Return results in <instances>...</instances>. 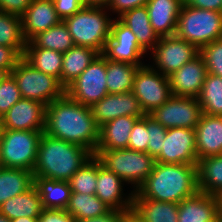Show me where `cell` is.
<instances>
[{"label": "cell", "mask_w": 222, "mask_h": 222, "mask_svg": "<svg viewBox=\"0 0 222 222\" xmlns=\"http://www.w3.org/2000/svg\"><path fill=\"white\" fill-rule=\"evenodd\" d=\"M201 114V106L196 97L172 95L149 116L166 129L176 127L195 129Z\"/></svg>", "instance_id": "8fae6325"}, {"label": "cell", "mask_w": 222, "mask_h": 222, "mask_svg": "<svg viewBox=\"0 0 222 222\" xmlns=\"http://www.w3.org/2000/svg\"><path fill=\"white\" fill-rule=\"evenodd\" d=\"M111 0H82L84 6L107 8Z\"/></svg>", "instance_id": "f907efd6"}, {"label": "cell", "mask_w": 222, "mask_h": 222, "mask_svg": "<svg viewBox=\"0 0 222 222\" xmlns=\"http://www.w3.org/2000/svg\"><path fill=\"white\" fill-rule=\"evenodd\" d=\"M153 67L165 76H170L184 64L192 61L200 54V50L193 44L178 37H160L156 46L152 49Z\"/></svg>", "instance_id": "7c38bea8"}, {"label": "cell", "mask_w": 222, "mask_h": 222, "mask_svg": "<svg viewBox=\"0 0 222 222\" xmlns=\"http://www.w3.org/2000/svg\"><path fill=\"white\" fill-rule=\"evenodd\" d=\"M197 160L222 155V117L201 114L195 128Z\"/></svg>", "instance_id": "ffe728a7"}, {"label": "cell", "mask_w": 222, "mask_h": 222, "mask_svg": "<svg viewBox=\"0 0 222 222\" xmlns=\"http://www.w3.org/2000/svg\"><path fill=\"white\" fill-rule=\"evenodd\" d=\"M85 147L55 138L43 132L33 169L34 177L69 182L71 177L92 157Z\"/></svg>", "instance_id": "3957f363"}, {"label": "cell", "mask_w": 222, "mask_h": 222, "mask_svg": "<svg viewBox=\"0 0 222 222\" xmlns=\"http://www.w3.org/2000/svg\"><path fill=\"white\" fill-rule=\"evenodd\" d=\"M219 197L198 191L178 203V222H218Z\"/></svg>", "instance_id": "d6986e66"}, {"label": "cell", "mask_w": 222, "mask_h": 222, "mask_svg": "<svg viewBox=\"0 0 222 222\" xmlns=\"http://www.w3.org/2000/svg\"><path fill=\"white\" fill-rule=\"evenodd\" d=\"M99 130L90 107L66 93L46 106L44 133L52 137L85 147L94 154Z\"/></svg>", "instance_id": "6da1fadb"}, {"label": "cell", "mask_w": 222, "mask_h": 222, "mask_svg": "<svg viewBox=\"0 0 222 222\" xmlns=\"http://www.w3.org/2000/svg\"><path fill=\"white\" fill-rule=\"evenodd\" d=\"M154 68L155 66L149 64L139 67L131 90L146 115L159 108L172 96L168 76Z\"/></svg>", "instance_id": "9c48e42d"}, {"label": "cell", "mask_w": 222, "mask_h": 222, "mask_svg": "<svg viewBox=\"0 0 222 222\" xmlns=\"http://www.w3.org/2000/svg\"><path fill=\"white\" fill-rule=\"evenodd\" d=\"M98 55L96 50L79 45L63 53L61 85L66 89Z\"/></svg>", "instance_id": "484cf974"}, {"label": "cell", "mask_w": 222, "mask_h": 222, "mask_svg": "<svg viewBox=\"0 0 222 222\" xmlns=\"http://www.w3.org/2000/svg\"><path fill=\"white\" fill-rule=\"evenodd\" d=\"M22 57L11 47L0 45V67L10 73Z\"/></svg>", "instance_id": "bcb514c9"}, {"label": "cell", "mask_w": 222, "mask_h": 222, "mask_svg": "<svg viewBox=\"0 0 222 222\" xmlns=\"http://www.w3.org/2000/svg\"><path fill=\"white\" fill-rule=\"evenodd\" d=\"M2 131H3L2 121L0 119V139H1V136H2Z\"/></svg>", "instance_id": "9f6ffc18"}, {"label": "cell", "mask_w": 222, "mask_h": 222, "mask_svg": "<svg viewBox=\"0 0 222 222\" xmlns=\"http://www.w3.org/2000/svg\"><path fill=\"white\" fill-rule=\"evenodd\" d=\"M122 222H146L137 212L131 208L123 211Z\"/></svg>", "instance_id": "681fc988"}, {"label": "cell", "mask_w": 222, "mask_h": 222, "mask_svg": "<svg viewBox=\"0 0 222 222\" xmlns=\"http://www.w3.org/2000/svg\"><path fill=\"white\" fill-rule=\"evenodd\" d=\"M219 217H220V221L222 222V196L219 197Z\"/></svg>", "instance_id": "db71d44e"}, {"label": "cell", "mask_w": 222, "mask_h": 222, "mask_svg": "<svg viewBox=\"0 0 222 222\" xmlns=\"http://www.w3.org/2000/svg\"><path fill=\"white\" fill-rule=\"evenodd\" d=\"M207 75L204 58L199 54L192 61L168 76L174 96L198 97Z\"/></svg>", "instance_id": "e0dca14e"}, {"label": "cell", "mask_w": 222, "mask_h": 222, "mask_svg": "<svg viewBox=\"0 0 222 222\" xmlns=\"http://www.w3.org/2000/svg\"><path fill=\"white\" fill-rule=\"evenodd\" d=\"M104 7L83 6L63 20L75 45L88 47L102 54L110 37L111 24Z\"/></svg>", "instance_id": "277c9868"}, {"label": "cell", "mask_w": 222, "mask_h": 222, "mask_svg": "<svg viewBox=\"0 0 222 222\" xmlns=\"http://www.w3.org/2000/svg\"><path fill=\"white\" fill-rule=\"evenodd\" d=\"M141 66L106 59V85L108 94L131 91L134 77Z\"/></svg>", "instance_id": "4dcf8cb0"}, {"label": "cell", "mask_w": 222, "mask_h": 222, "mask_svg": "<svg viewBox=\"0 0 222 222\" xmlns=\"http://www.w3.org/2000/svg\"><path fill=\"white\" fill-rule=\"evenodd\" d=\"M22 99L14 77L9 74L0 82V119L19 100Z\"/></svg>", "instance_id": "f35d334b"}, {"label": "cell", "mask_w": 222, "mask_h": 222, "mask_svg": "<svg viewBox=\"0 0 222 222\" xmlns=\"http://www.w3.org/2000/svg\"><path fill=\"white\" fill-rule=\"evenodd\" d=\"M34 185L41 197L43 208L66 209L72 193L69 182L34 177Z\"/></svg>", "instance_id": "83f0119b"}, {"label": "cell", "mask_w": 222, "mask_h": 222, "mask_svg": "<svg viewBox=\"0 0 222 222\" xmlns=\"http://www.w3.org/2000/svg\"><path fill=\"white\" fill-rule=\"evenodd\" d=\"M26 44L21 17L0 11V45L13 48L22 57Z\"/></svg>", "instance_id": "d590c367"}, {"label": "cell", "mask_w": 222, "mask_h": 222, "mask_svg": "<svg viewBox=\"0 0 222 222\" xmlns=\"http://www.w3.org/2000/svg\"><path fill=\"white\" fill-rule=\"evenodd\" d=\"M118 19L131 29L137 36L139 45L147 52L152 50L158 43L160 37L150 24L149 14L146 6L136 7L124 12Z\"/></svg>", "instance_id": "cb8c5ba5"}, {"label": "cell", "mask_w": 222, "mask_h": 222, "mask_svg": "<svg viewBox=\"0 0 222 222\" xmlns=\"http://www.w3.org/2000/svg\"><path fill=\"white\" fill-rule=\"evenodd\" d=\"M22 58L36 70L57 78L61 83L63 53L40 47H25Z\"/></svg>", "instance_id": "1f68e13d"}, {"label": "cell", "mask_w": 222, "mask_h": 222, "mask_svg": "<svg viewBox=\"0 0 222 222\" xmlns=\"http://www.w3.org/2000/svg\"><path fill=\"white\" fill-rule=\"evenodd\" d=\"M188 6L222 13V0H183Z\"/></svg>", "instance_id": "7dc6e473"}, {"label": "cell", "mask_w": 222, "mask_h": 222, "mask_svg": "<svg viewBox=\"0 0 222 222\" xmlns=\"http://www.w3.org/2000/svg\"><path fill=\"white\" fill-rule=\"evenodd\" d=\"M58 17L63 21L65 18L73 16L84 5L82 0H52Z\"/></svg>", "instance_id": "b9f144b4"}, {"label": "cell", "mask_w": 222, "mask_h": 222, "mask_svg": "<svg viewBox=\"0 0 222 222\" xmlns=\"http://www.w3.org/2000/svg\"><path fill=\"white\" fill-rule=\"evenodd\" d=\"M11 222H38V218L19 217L11 220Z\"/></svg>", "instance_id": "816d5d0a"}, {"label": "cell", "mask_w": 222, "mask_h": 222, "mask_svg": "<svg viewBox=\"0 0 222 222\" xmlns=\"http://www.w3.org/2000/svg\"><path fill=\"white\" fill-rule=\"evenodd\" d=\"M33 0H0V11L22 16Z\"/></svg>", "instance_id": "f6af8a7d"}, {"label": "cell", "mask_w": 222, "mask_h": 222, "mask_svg": "<svg viewBox=\"0 0 222 222\" xmlns=\"http://www.w3.org/2000/svg\"><path fill=\"white\" fill-rule=\"evenodd\" d=\"M65 210L77 221L102 216L108 213L111 208L103 203L95 194L71 193Z\"/></svg>", "instance_id": "836d02e7"}, {"label": "cell", "mask_w": 222, "mask_h": 222, "mask_svg": "<svg viewBox=\"0 0 222 222\" xmlns=\"http://www.w3.org/2000/svg\"><path fill=\"white\" fill-rule=\"evenodd\" d=\"M74 101L91 107L107 94L106 58L99 54L90 65L65 89Z\"/></svg>", "instance_id": "30bf717a"}, {"label": "cell", "mask_w": 222, "mask_h": 222, "mask_svg": "<svg viewBox=\"0 0 222 222\" xmlns=\"http://www.w3.org/2000/svg\"><path fill=\"white\" fill-rule=\"evenodd\" d=\"M157 163L197 165L195 129L176 127L166 131Z\"/></svg>", "instance_id": "5bb4252c"}, {"label": "cell", "mask_w": 222, "mask_h": 222, "mask_svg": "<svg viewBox=\"0 0 222 222\" xmlns=\"http://www.w3.org/2000/svg\"><path fill=\"white\" fill-rule=\"evenodd\" d=\"M43 209L39 192L33 185L25 192L5 201L0 206V213L10 220L19 217L38 218Z\"/></svg>", "instance_id": "d4e9b609"}, {"label": "cell", "mask_w": 222, "mask_h": 222, "mask_svg": "<svg viewBox=\"0 0 222 222\" xmlns=\"http://www.w3.org/2000/svg\"><path fill=\"white\" fill-rule=\"evenodd\" d=\"M0 222H11V220L7 216L0 213Z\"/></svg>", "instance_id": "11a10c76"}, {"label": "cell", "mask_w": 222, "mask_h": 222, "mask_svg": "<svg viewBox=\"0 0 222 222\" xmlns=\"http://www.w3.org/2000/svg\"><path fill=\"white\" fill-rule=\"evenodd\" d=\"M38 222H76L75 218L62 209H43Z\"/></svg>", "instance_id": "7bdbcfd3"}, {"label": "cell", "mask_w": 222, "mask_h": 222, "mask_svg": "<svg viewBox=\"0 0 222 222\" xmlns=\"http://www.w3.org/2000/svg\"><path fill=\"white\" fill-rule=\"evenodd\" d=\"M199 191L222 196V155L205 157L197 162Z\"/></svg>", "instance_id": "4316f807"}, {"label": "cell", "mask_w": 222, "mask_h": 222, "mask_svg": "<svg viewBox=\"0 0 222 222\" xmlns=\"http://www.w3.org/2000/svg\"><path fill=\"white\" fill-rule=\"evenodd\" d=\"M43 132L3 129L0 139L2 167L33 171Z\"/></svg>", "instance_id": "52a82bcc"}, {"label": "cell", "mask_w": 222, "mask_h": 222, "mask_svg": "<svg viewBox=\"0 0 222 222\" xmlns=\"http://www.w3.org/2000/svg\"><path fill=\"white\" fill-rule=\"evenodd\" d=\"M200 55L204 58L207 73L222 77V38L203 46Z\"/></svg>", "instance_id": "74e56055"}, {"label": "cell", "mask_w": 222, "mask_h": 222, "mask_svg": "<svg viewBox=\"0 0 222 222\" xmlns=\"http://www.w3.org/2000/svg\"><path fill=\"white\" fill-rule=\"evenodd\" d=\"M148 1L149 0H111L106 11L111 10L113 13H118L119 17L128 10L146 6Z\"/></svg>", "instance_id": "ee69618b"}, {"label": "cell", "mask_w": 222, "mask_h": 222, "mask_svg": "<svg viewBox=\"0 0 222 222\" xmlns=\"http://www.w3.org/2000/svg\"><path fill=\"white\" fill-rule=\"evenodd\" d=\"M132 208L146 222H178V204L152 199H138L133 195Z\"/></svg>", "instance_id": "f546056e"}, {"label": "cell", "mask_w": 222, "mask_h": 222, "mask_svg": "<svg viewBox=\"0 0 222 222\" xmlns=\"http://www.w3.org/2000/svg\"><path fill=\"white\" fill-rule=\"evenodd\" d=\"M147 130L149 133L147 153L155 159L162 150V143L165 139L167 129L147 115Z\"/></svg>", "instance_id": "ab89813d"}, {"label": "cell", "mask_w": 222, "mask_h": 222, "mask_svg": "<svg viewBox=\"0 0 222 222\" xmlns=\"http://www.w3.org/2000/svg\"><path fill=\"white\" fill-rule=\"evenodd\" d=\"M183 0H149L150 24L159 37L174 36Z\"/></svg>", "instance_id": "7402d4cb"}, {"label": "cell", "mask_w": 222, "mask_h": 222, "mask_svg": "<svg viewBox=\"0 0 222 222\" xmlns=\"http://www.w3.org/2000/svg\"><path fill=\"white\" fill-rule=\"evenodd\" d=\"M197 100L202 113L222 117V77L207 73Z\"/></svg>", "instance_id": "e575fe53"}, {"label": "cell", "mask_w": 222, "mask_h": 222, "mask_svg": "<svg viewBox=\"0 0 222 222\" xmlns=\"http://www.w3.org/2000/svg\"><path fill=\"white\" fill-rule=\"evenodd\" d=\"M97 174L98 159L93 156L69 180L72 193L95 194Z\"/></svg>", "instance_id": "8d00e7d4"}, {"label": "cell", "mask_w": 222, "mask_h": 222, "mask_svg": "<svg viewBox=\"0 0 222 222\" xmlns=\"http://www.w3.org/2000/svg\"><path fill=\"white\" fill-rule=\"evenodd\" d=\"M198 191L197 165L155 162L152 172L134 195L138 199L178 204Z\"/></svg>", "instance_id": "7a4b0ae2"}, {"label": "cell", "mask_w": 222, "mask_h": 222, "mask_svg": "<svg viewBox=\"0 0 222 222\" xmlns=\"http://www.w3.org/2000/svg\"><path fill=\"white\" fill-rule=\"evenodd\" d=\"M34 185L33 172L25 169L6 168L0 169V206Z\"/></svg>", "instance_id": "f1b7e54d"}, {"label": "cell", "mask_w": 222, "mask_h": 222, "mask_svg": "<svg viewBox=\"0 0 222 222\" xmlns=\"http://www.w3.org/2000/svg\"><path fill=\"white\" fill-rule=\"evenodd\" d=\"M122 217L123 211L111 209L108 213L102 216L77 220L76 222H122Z\"/></svg>", "instance_id": "c3c4849f"}, {"label": "cell", "mask_w": 222, "mask_h": 222, "mask_svg": "<svg viewBox=\"0 0 222 222\" xmlns=\"http://www.w3.org/2000/svg\"><path fill=\"white\" fill-rule=\"evenodd\" d=\"M175 36L200 50L203 46L222 38V13L183 4Z\"/></svg>", "instance_id": "5b68a950"}, {"label": "cell", "mask_w": 222, "mask_h": 222, "mask_svg": "<svg viewBox=\"0 0 222 222\" xmlns=\"http://www.w3.org/2000/svg\"><path fill=\"white\" fill-rule=\"evenodd\" d=\"M138 119L133 116H120L102 125L99 130V143L95 151L128 148L132 128Z\"/></svg>", "instance_id": "603a6c76"}, {"label": "cell", "mask_w": 222, "mask_h": 222, "mask_svg": "<svg viewBox=\"0 0 222 222\" xmlns=\"http://www.w3.org/2000/svg\"><path fill=\"white\" fill-rule=\"evenodd\" d=\"M74 45L67 26L61 21L46 31L39 32L27 42L26 47H40L65 53Z\"/></svg>", "instance_id": "d6a6232c"}, {"label": "cell", "mask_w": 222, "mask_h": 222, "mask_svg": "<svg viewBox=\"0 0 222 222\" xmlns=\"http://www.w3.org/2000/svg\"><path fill=\"white\" fill-rule=\"evenodd\" d=\"M122 185H124V181L104 167L98 160L95 195L111 209L126 211L132 208L134 191H131L129 196L125 197L122 191L124 186Z\"/></svg>", "instance_id": "ac0fdd59"}, {"label": "cell", "mask_w": 222, "mask_h": 222, "mask_svg": "<svg viewBox=\"0 0 222 222\" xmlns=\"http://www.w3.org/2000/svg\"><path fill=\"white\" fill-rule=\"evenodd\" d=\"M20 90L23 99L41 102L46 106L65 94L59 80L33 68L21 58L10 73Z\"/></svg>", "instance_id": "ba28073f"}, {"label": "cell", "mask_w": 222, "mask_h": 222, "mask_svg": "<svg viewBox=\"0 0 222 222\" xmlns=\"http://www.w3.org/2000/svg\"><path fill=\"white\" fill-rule=\"evenodd\" d=\"M61 21L52 0H33L21 16L23 36L28 42L39 32L46 31Z\"/></svg>", "instance_id": "44dd1931"}, {"label": "cell", "mask_w": 222, "mask_h": 222, "mask_svg": "<svg viewBox=\"0 0 222 222\" xmlns=\"http://www.w3.org/2000/svg\"><path fill=\"white\" fill-rule=\"evenodd\" d=\"M145 53L147 52L139 45L137 36L131 29L118 18L113 19L110 37L102 55L108 60L143 66L141 58Z\"/></svg>", "instance_id": "4fadbf2b"}, {"label": "cell", "mask_w": 222, "mask_h": 222, "mask_svg": "<svg viewBox=\"0 0 222 222\" xmlns=\"http://www.w3.org/2000/svg\"><path fill=\"white\" fill-rule=\"evenodd\" d=\"M46 105L29 99L16 102L1 118L3 129L44 131Z\"/></svg>", "instance_id": "2e32d148"}, {"label": "cell", "mask_w": 222, "mask_h": 222, "mask_svg": "<svg viewBox=\"0 0 222 222\" xmlns=\"http://www.w3.org/2000/svg\"><path fill=\"white\" fill-rule=\"evenodd\" d=\"M90 109L99 128L120 116L142 118L146 115L132 91L107 94L103 99L93 104Z\"/></svg>", "instance_id": "9a60e30c"}, {"label": "cell", "mask_w": 222, "mask_h": 222, "mask_svg": "<svg viewBox=\"0 0 222 222\" xmlns=\"http://www.w3.org/2000/svg\"><path fill=\"white\" fill-rule=\"evenodd\" d=\"M93 155L125 183L134 184V192L152 172L155 164V159L150 154L129 148L95 151Z\"/></svg>", "instance_id": "8992f818"}, {"label": "cell", "mask_w": 222, "mask_h": 222, "mask_svg": "<svg viewBox=\"0 0 222 222\" xmlns=\"http://www.w3.org/2000/svg\"><path fill=\"white\" fill-rule=\"evenodd\" d=\"M9 74L10 72L8 70L0 67V82H2Z\"/></svg>", "instance_id": "f5cc1de1"}, {"label": "cell", "mask_w": 222, "mask_h": 222, "mask_svg": "<svg viewBox=\"0 0 222 222\" xmlns=\"http://www.w3.org/2000/svg\"><path fill=\"white\" fill-rule=\"evenodd\" d=\"M148 130H147V115L139 118L132 128L131 135L128 141V148L134 151L146 152L148 150Z\"/></svg>", "instance_id": "60d3db41"}]
</instances>
